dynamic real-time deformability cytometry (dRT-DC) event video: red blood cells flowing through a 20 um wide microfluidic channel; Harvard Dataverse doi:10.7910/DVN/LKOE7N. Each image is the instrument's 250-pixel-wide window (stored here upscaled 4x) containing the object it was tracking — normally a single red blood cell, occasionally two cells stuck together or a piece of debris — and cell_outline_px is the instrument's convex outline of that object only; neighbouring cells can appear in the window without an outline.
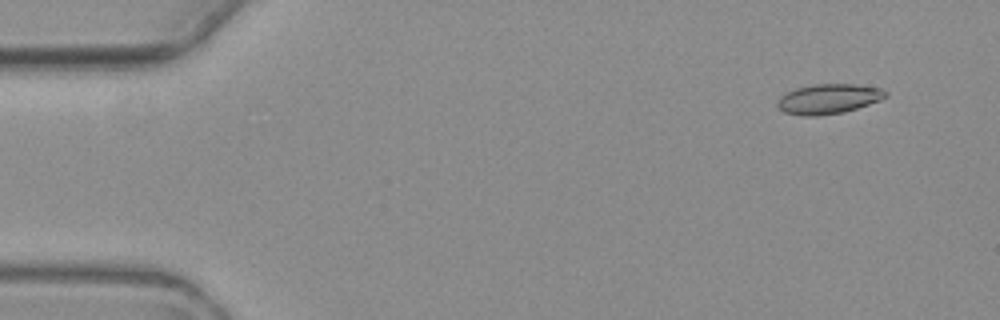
{"species": "common noctule bat (a hibernating species)", "species_latin": "Nyctalus noctula", "temperature_condition": "warm", "stored_images_in_passage": 10, "camera_frame_rate_fps": 3000, "um_per_image_px": 0.085, "animal": {"sex": "female", "body_mass_g": 19.3, "forearm_length_mm": 54.1}, "frame": {"image": 1, "passage_image": 2, "time_ms": 1.333, "image_size_px": [1000, 320], "cell_outline_px": [[888, 96], [880, 100], [844, 112], [820, 116], [804, 116], [784, 112], [776, 104], [780, 96], [784, 92], [796, 88], [812, 84], [856, 84], [880, 88], [888, 92]], "centroid_in_image_um": [70.41, 8.4], "position_along_channel_um": 14.6, "area_um2": 18.96}}
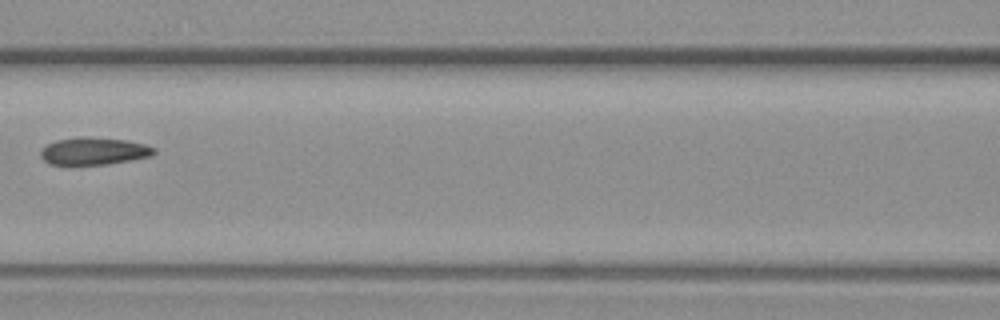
{"frame": {"image": 2, "passage_image": 7, "time_ms": 8.333, "image_size_px": [1000, 320], "cell_outline_px": [[156, 152], [152, 156], [104, 164], [68, 168], [48, 164], [40, 156], [40, 152], [48, 144], [56, 140], [84, 136], [88, 136], [124, 140], [144, 144], [156, 148]], "centroid_in_image_um": [7.9, 12.88], "position_along_channel_um": 158.7, "area_um2": 18.67}}
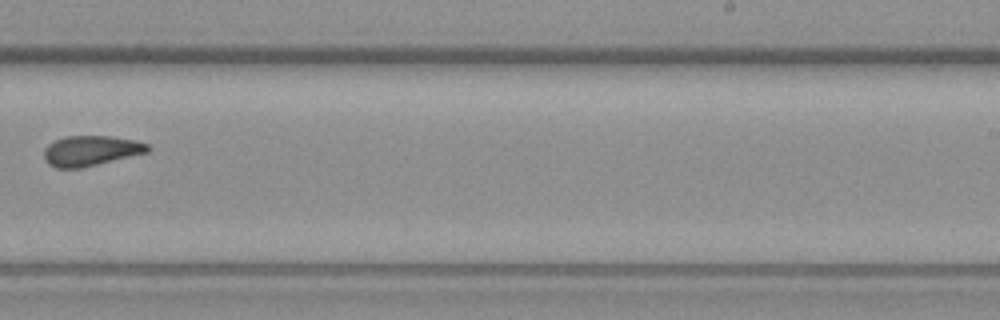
{"frame": {"image": 3, "passage_image": 10, "time_ms": 11.667, "image_size_px": [1000, 320], "cell_outline_px": [[148, 152], [80, 168], [56, 168], [48, 164], [44, 160], [44, 148], [48, 144], [64, 136], [112, 136], [136, 140], [148, 144]], "centroid_in_image_um": [7.68, 12.8], "position_along_channel_um": 281.3, "area_um2": 18.21}}